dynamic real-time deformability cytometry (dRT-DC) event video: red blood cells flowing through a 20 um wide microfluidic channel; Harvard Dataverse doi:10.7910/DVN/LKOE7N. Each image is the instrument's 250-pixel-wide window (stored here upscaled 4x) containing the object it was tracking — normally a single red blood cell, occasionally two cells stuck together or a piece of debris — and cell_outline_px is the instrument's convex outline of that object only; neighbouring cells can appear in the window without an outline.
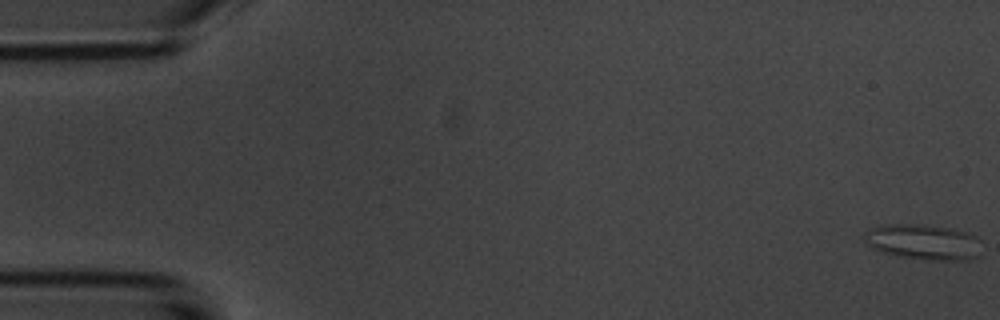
{"species": "common noctule bat (a hibernating species)", "species_latin": "Nyctalus noctula", "temperature_condition": "room temperature", "stored_images_in_passage": 56, "camera_frame_rate_fps": 3000, "um_per_image_px": 0.085, "animal": {"sex": "male", "body_mass_g": 20.1, "forearm_length_mm": 53.5}, "frame": {"image": 1, "passage_image": 1, "time_ms": 0.0, "image_size_px": [1000, 320], "cell_outline_px": [[980, 240], [976, 256], [968, 260], [936, 260], [900, 256], [884, 252], [872, 248], [864, 240], [864, 232], [872, 228], [884, 224], [916, 224], [944, 228], [968, 232], [976, 236]], "centroid_in_image_um": [78.45, 20.56], "position_along_channel_um": 6.5, "area_um2": 23.76}}
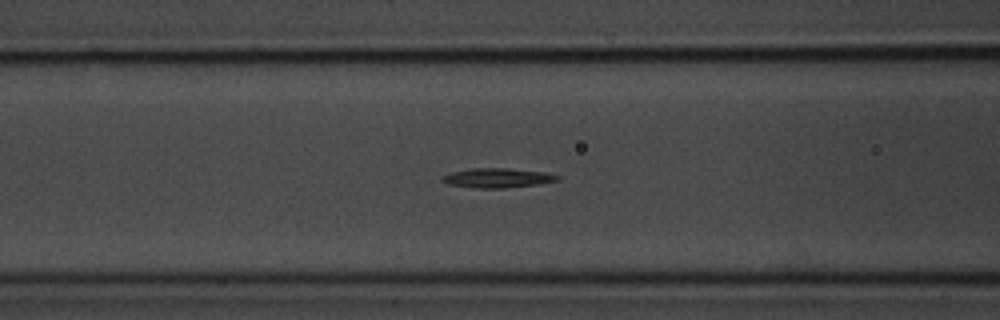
{"frame": {"image": 2, "passage_image": 22, "time_ms": 7.0, "image_size_px": [1000, 320], "cell_outline_px": [[560, 180], [536, 184], [504, 188], [476, 188], [448, 184], [440, 180], [440, 176], [452, 172], [472, 168], [508, 168], [544, 172], [560, 176]], "centroid_in_image_um": [42.25, 15.12], "position_along_channel_um": 124.4, "area_um2": 13.06}}
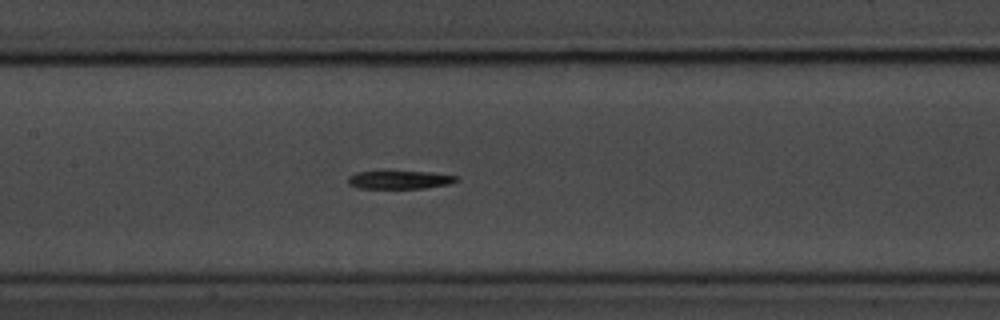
{"frame": {"image": 3, "passage_image": 26, "time_ms": 8.333, "image_size_px": [1000, 320], "cell_outline_px": [[456, 180], [448, 184], [424, 188], [360, 188], [348, 184], [348, 176], [356, 172], [384, 168], [428, 172], [456, 176]], "centroid_in_image_um": [33.84, 15.22], "position_along_channel_um": 173.6, "area_um2": 12.14}, "authors_computed_cell_mechanics": {"area_um2": 12.3403, "velocity_mm_per_s": 3.6768, "shape_relaxation_time_tau1_ms": 1.9556, "shape_relaxation_time_tau2_ms": null, "deformation_change_tau1": 0.1073, "deformation_change_tau2": null}}